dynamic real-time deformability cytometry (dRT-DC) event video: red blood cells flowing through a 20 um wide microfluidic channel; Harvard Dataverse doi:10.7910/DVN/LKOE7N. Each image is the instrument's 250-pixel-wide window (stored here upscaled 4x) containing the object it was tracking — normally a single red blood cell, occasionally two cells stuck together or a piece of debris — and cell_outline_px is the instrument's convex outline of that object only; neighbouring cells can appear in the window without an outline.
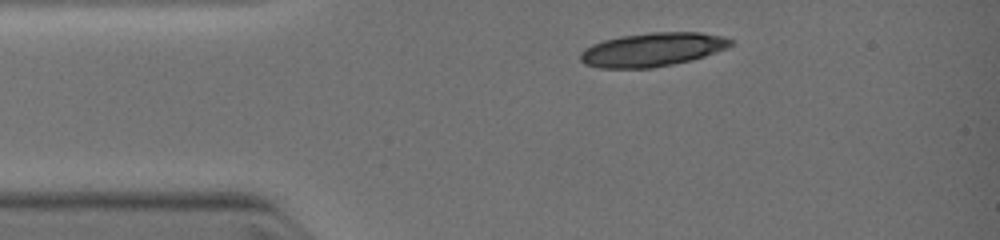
{"species": "common noctule bat (a hibernating species)", "species_latin": "Nyctalus noctula", "temperature_condition": "warm", "stored_images_in_passage": 21, "camera_frame_rate_fps": 3000, "um_per_image_px": 0.085, "animal": {"sex": "female", "body_mass_g": 19.0, "forearm_length_mm": 51.5}, "frame": {"image": 1, "passage_image": 1, "time_ms": 0.0, "image_size_px": [1000, 240], "cell_outline_px": [[732, 44], [728, 48], [692, 60], [652, 68], [600, 68], [584, 64], [580, 60], [580, 52], [592, 44], [604, 40], [620, 36], [648, 32], [700, 32], [720, 36], [732, 40]], "centroid_in_image_um": [55.43, 4.21], "position_along_channel_um": 29.6, "area_um2": 29.54}}